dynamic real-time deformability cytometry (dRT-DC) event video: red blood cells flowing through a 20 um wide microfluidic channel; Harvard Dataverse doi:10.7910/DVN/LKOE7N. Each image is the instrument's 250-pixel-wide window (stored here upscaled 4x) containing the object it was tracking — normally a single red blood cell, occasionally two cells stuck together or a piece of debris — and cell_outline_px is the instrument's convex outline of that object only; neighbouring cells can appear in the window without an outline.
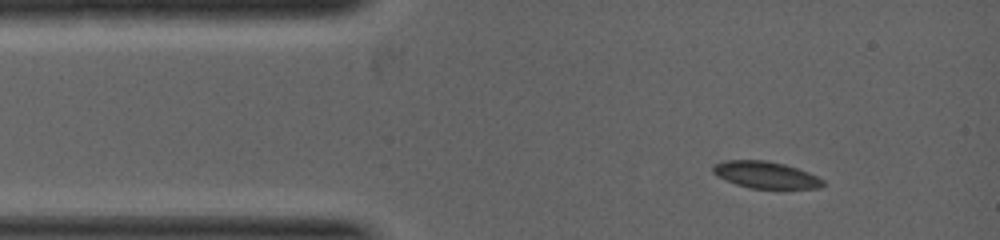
{"species": "common noctule bat (a hibernating species)", "species_latin": "Nyctalus noctula", "temperature_condition": "warm", "stored_images_in_passage": 2, "camera_frame_rate_fps": 5000, "um_per_image_px": 0.085, "animal": {"sex": "female", "body_mass_g": 19.0, "forearm_length_mm": 53.3}, "frame": {"image": 1, "passage_image": 1, "time_ms": 0.0, "image_size_px": [1000, 240], "cell_outline_px": [[824, 184], [820, 188], [748, 188], [736, 184], [716, 176], [712, 172], [712, 164], [724, 160], [764, 160], [784, 164], [808, 172], [824, 180]], "centroid_in_image_um": [65.03, 14.86], "position_along_channel_um": 20.0, "area_um2": 17.17}}